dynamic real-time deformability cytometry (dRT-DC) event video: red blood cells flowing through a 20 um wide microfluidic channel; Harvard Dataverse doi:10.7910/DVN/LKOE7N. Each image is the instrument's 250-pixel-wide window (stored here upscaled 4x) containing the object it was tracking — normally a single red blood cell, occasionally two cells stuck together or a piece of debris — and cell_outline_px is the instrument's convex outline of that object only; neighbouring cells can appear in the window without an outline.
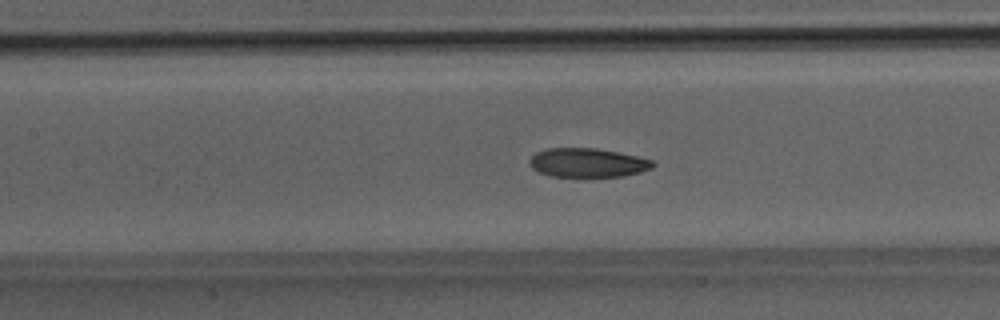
{"species": "Egyptian fruit bat (a non-hibernating species)", "species_latin": "Rousettus aegyptiacus", "temperature_condition": "room temperature", "stored_images_in_passage": 13, "camera_frame_rate_fps": 3000, "um_per_image_px": 0.085, "animal": {"sex": "male"}, "frame": {"image": 1, "passage_image": 11, "time_ms": 3.333, "image_size_px": [1000, 320], "cell_outline_px": [[656, 164], [652, 168], [640, 172], [624, 176], [584, 180], [552, 176], [540, 172], [532, 168], [528, 160], [536, 152], [548, 148], [596, 148], [636, 156], [652, 160]], "centroid_in_image_um": [49.94, 13.88], "position_along_channel_um": 157.5, "area_um2": 21.68}}